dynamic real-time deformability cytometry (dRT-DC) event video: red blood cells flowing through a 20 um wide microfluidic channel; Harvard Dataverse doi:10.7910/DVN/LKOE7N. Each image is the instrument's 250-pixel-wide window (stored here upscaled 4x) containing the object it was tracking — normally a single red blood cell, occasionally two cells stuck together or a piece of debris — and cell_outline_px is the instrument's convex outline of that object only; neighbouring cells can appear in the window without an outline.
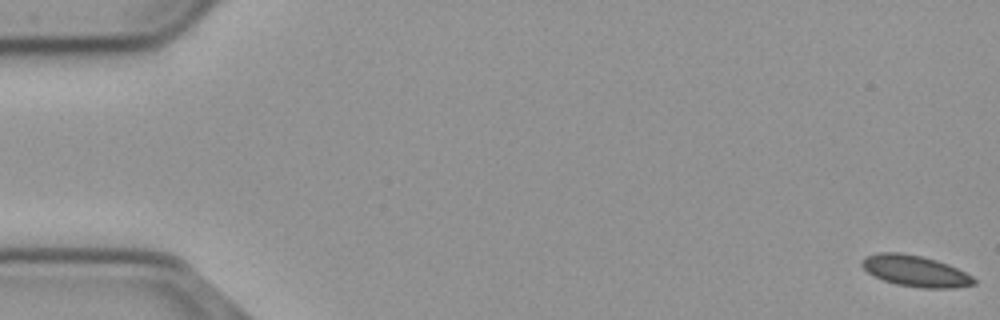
{"species": "common noctule bat (a hibernating species)", "species_latin": "Nyctalus noctula", "temperature_condition": "cold", "stored_images_in_passage": 17, "camera_frame_rate_fps": 3000, "um_per_image_px": 0.085, "animal": {"sex": "male", "body_mass_g": 23.1, "forearm_length_mm": 52.7}, "frame": {"image": 1, "passage_image": 1, "time_ms": 0.0, "image_size_px": [1000, 320], "cell_outline_px": [[976, 284], [952, 288], [920, 288], [896, 284], [884, 280], [868, 272], [860, 264], [860, 260], [864, 256], [880, 252], [900, 252], [920, 256], [936, 260], [948, 264], [972, 276], [976, 280]], "centroid_in_image_um": [77.78, 23.03], "position_along_channel_um": 7.2, "area_um2": 20.29}}
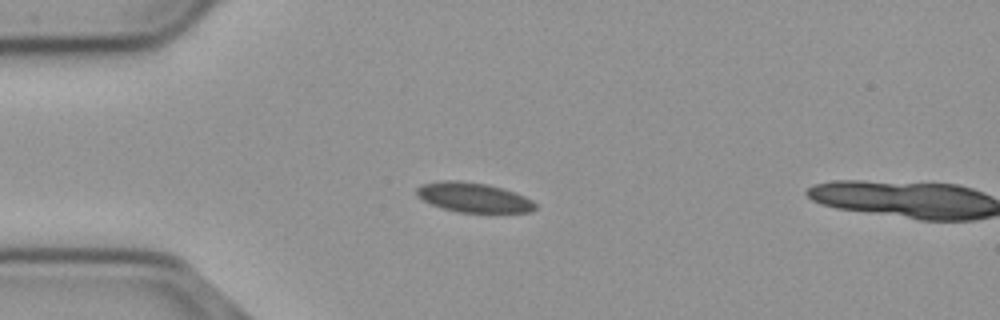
{"frame": {"image": 2, "passage_image": 15, "time_ms": 4.667, "image_size_px": [1000, 320], "cell_outline_px": [[536, 208], [532, 212], [456, 212], [432, 204], [416, 196], [416, 188], [424, 184], [444, 180], [460, 180], [488, 184], [524, 196], [532, 200], [536, 204]], "centroid_in_image_um": [40.24, 16.78], "position_along_channel_um": 44.8, "area_um2": 20.29}}